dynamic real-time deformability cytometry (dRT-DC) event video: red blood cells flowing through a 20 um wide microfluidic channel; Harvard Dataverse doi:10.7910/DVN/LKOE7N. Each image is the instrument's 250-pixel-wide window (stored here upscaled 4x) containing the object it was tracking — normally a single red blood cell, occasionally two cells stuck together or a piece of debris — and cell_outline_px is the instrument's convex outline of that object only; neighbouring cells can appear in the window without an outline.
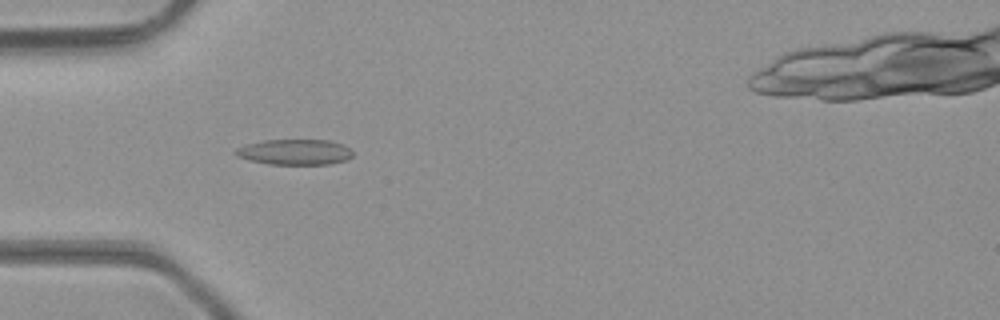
{"species": "common noctule bat (a hibernating species)", "species_latin": "Nyctalus noctula", "temperature_condition": "room temperature", "stored_images_in_passage": 40, "camera_frame_rate_fps": 3000, "um_per_image_px": 0.085, "animal": {"sex": "male", "body_mass_g": 23.1, "forearm_length_mm": 52.7}, "frame": {"image": 1, "passage_image": 6, "time_ms": 1.667, "image_size_px": [1000, 320], "cell_outline_px": [[352, 156], [348, 160], [328, 164], [268, 164], [236, 156], [232, 152], [236, 148], [248, 144], [264, 140], [328, 140], [340, 144], [348, 148], [352, 152]], "centroid_in_image_um": [25.04, 12.92], "position_along_channel_um": 60.0, "area_um2": 17.28}}
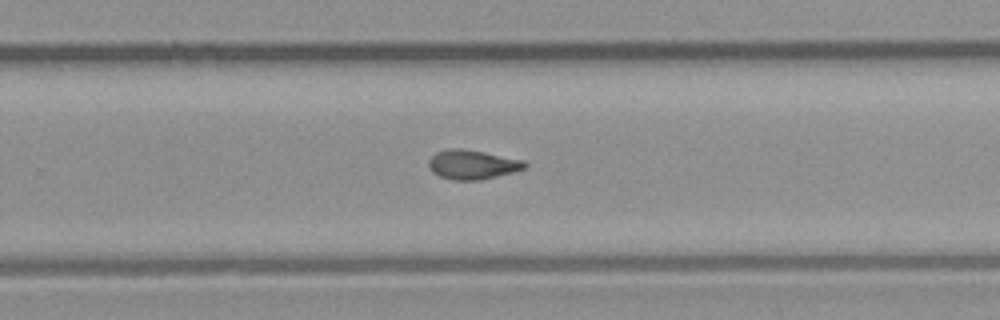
{"frame": {"image": 2, "passage_image": 22, "time_ms": 7.0, "image_size_px": [1000, 320], "cell_outline_px": [[528, 164], [524, 168], [512, 172], [480, 180], [452, 180], [440, 176], [432, 172], [428, 164], [428, 160], [436, 152], [452, 148], [460, 148], [484, 152], [524, 160]], "centroid_in_image_um": [40.13, 13.99], "position_along_channel_um": 289.7, "area_um2": 16.3}}
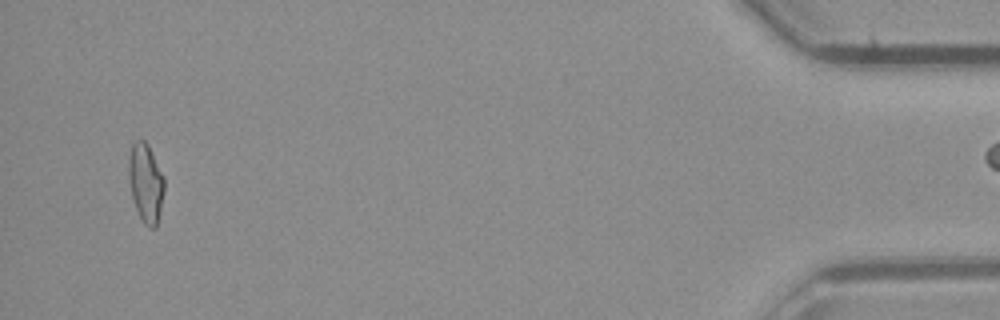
{"frame": {"image": 3, "passage_image": 37, "time_ms": 12.0, "image_size_px": [1000, 320], "cell_outline_px": [[164, 192], [156, 228], [148, 228], [144, 224], [136, 208], [132, 196], [128, 180], [128, 160], [132, 144], [136, 140], [144, 140], [148, 144], [164, 176]], "centroid_in_image_um": [12.38, 15.53], "position_along_channel_um": 422.8, "area_um2": 16.42}, "authors_computed_cell_mechanics": {"area_um2": 16.1551, "velocity_mm_per_s": 4.3563, "shape_relaxation_time_tau1_ms": null, "shape_relaxation_time_tau2_ms": 3.9507, "deformation_change_tau1": null, "deformation_change_tau2": 0.1121}}